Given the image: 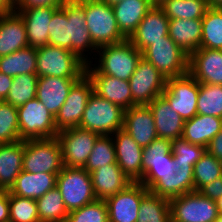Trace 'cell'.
I'll return each instance as SVG.
<instances>
[{"mask_svg":"<svg viewBox=\"0 0 222 222\" xmlns=\"http://www.w3.org/2000/svg\"><path fill=\"white\" fill-rule=\"evenodd\" d=\"M85 17V0H64L49 23V44L70 50L88 64L98 47L92 41Z\"/></svg>","mask_w":222,"mask_h":222,"instance_id":"6da1fadb","label":"cell"},{"mask_svg":"<svg viewBox=\"0 0 222 222\" xmlns=\"http://www.w3.org/2000/svg\"><path fill=\"white\" fill-rule=\"evenodd\" d=\"M98 59L91 61L101 74L117 77L118 79L129 80L136 70L137 63L142 57L140 52L128 39L97 48ZM98 63V64H97Z\"/></svg>","mask_w":222,"mask_h":222,"instance_id":"7a4b0ae2","label":"cell"},{"mask_svg":"<svg viewBox=\"0 0 222 222\" xmlns=\"http://www.w3.org/2000/svg\"><path fill=\"white\" fill-rule=\"evenodd\" d=\"M125 110L96 95L89 97L79 127L104 135H113L123 129Z\"/></svg>","mask_w":222,"mask_h":222,"instance_id":"3957f363","label":"cell"},{"mask_svg":"<svg viewBox=\"0 0 222 222\" xmlns=\"http://www.w3.org/2000/svg\"><path fill=\"white\" fill-rule=\"evenodd\" d=\"M85 69L86 63L68 49L50 44L37 48L38 77L81 78L85 74Z\"/></svg>","mask_w":222,"mask_h":222,"instance_id":"277c9868","label":"cell"},{"mask_svg":"<svg viewBox=\"0 0 222 222\" xmlns=\"http://www.w3.org/2000/svg\"><path fill=\"white\" fill-rule=\"evenodd\" d=\"M63 167L61 146L56 137L24 141L23 171L59 174Z\"/></svg>","mask_w":222,"mask_h":222,"instance_id":"5b68a950","label":"cell"},{"mask_svg":"<svg viewBox=\"0 0 222 222\" xmlns=\"http://www.w3.org/2000/svg\"><path fill=\"white\" fill-rule=\"evenodd\" d=\"M85 16L86 27L98 48L126 40L118 28L112 6L100 0H85Z\"/></svg>","mask_w":222,"mask_h":222,"instance_id":"8992f818","label":"cell"},{"mask_svg":"<svg viewBox=\"0 0 222 222\" xmlns=\"http://www.w3.org/2000/svg\"><path fill=\"white\" fill-rule=\"evenodd\" d=\"M142 57L152 63L166 79L189 73V55L169 36L146 47Z\"/></svg>","mask_w":222,"mask_h":222,"instance_id":"52a82bcc","label":"cell"},{"mask_svg":"<svg viewBox=\"0 0 222 222\" xmlns=\"http://www.w3.org/2000/svg\"><path fill=\"white\" fill-rule=\"evenodd\" d=\"M56 187L68 213L96 200L90 173L84 168L64 166L57 175Z\"/></svg>","mask_w":222,"mask_h":222,"instance_id":"ba28073f","label":"cell"},{"mask_svg":"<svg viewBox=\"0 0 222 222\" xmlns=\"http://www.w3.org/2000/svg\"><path fill=\"white\" fill-rule=\"evenodd\" d=\"M21 140L57 137L55 116L36 97L17 107Z\"/></svg>","mask_w":222,"mask_h":222,"instance_id":"9c48e42d","label":"cell"},{"mask_svg":"<svg viewBox=\"0 0 222 222\" xmlns=\"http://www.w3.org/2000/svg\"><path fill=\"white\" fill-rule=\"evenodd\" d=\"M173 167L172 140L157 138L143 148L142 179L139 182L150 190L162 177L176 174Z\"/></svg>","mask_w":222,"mask_h":222,"instance_id":"30bf717a","label":"cell"},{"mask_svg":"<svg viewBox=\"0 0 222 222\" xmlns=\"http://www.w3.org/2000/svg\"><path fill=\"white\" fill-rule=\"evenodd\" d=\"M171 222H215L219 218L216 201L198 191L169 200Z\"/></svg>","mask_w":222,"mask_h":222,"instance_id":"8fae6325","label":"cell"},{"mask_svg":"<svg viewBox=\"0 0 222 222\" xmlns=\"http://www.w3.org/2000/svg\"><path fill=\"white\" fill-rule=\"evenodd\" d=\"M100 135L81 127L70 128L58 132L63 165L71 168H84L95 141Z\"/></svg>","mask_w":222,"mask_h":222,"instance_id":"7c38bea8","label":"cell"},{"mask_svg":"<svg viewBox=\"0 0 222 222\" xmlns=\"http://www.w3.org/2000/svg\"><path fill=\"white\" fill-rule=\"evenodd\" d=\"M199 82L190 74L169 78L162 96L184 121L197 114Z\"/></svg>","mask_w":222,"mask_h":222,"instance_id":"4fadbf2b","label":"cell"},{"mask_svg":"<svg viewBox=\"0 0 222 222\" xmlns=\"http://www.w3.org/2000/svg\"><path fill=\"white\" fill-rule=\"evenodd\" d=\"M167 79L157 68L143 57L138 61L133 75L128 80L133 102L136 105H148L161 96Z\"/></svg>","mask_w":222,"mask_h":222,"instance_id":"5bb4252c","label":"cell"},{"mask_svg":"<svg viewBox=\"0 0 222 222\" xmlns=\"http://www.w3.org/2000/svg\"><path fill=\"white\" fill-rule=\"evenodd\" d=\"M93 93L91 80L84 74L70 89V92L55 116L57 131L78 127L89 97Z\"/></svg>","mask_w":222,"mask_h":222,"instance_id":"9a60e30c","label":"cell"},{"mask_svg":"<svg viewBox=\"0 0 222 222\" xmlns=\"http://www.w3.org/2000/svg\"><path fill=\"white\" fill-rule=\"evenodd\" d=\"M149 190L140 182H133L127 188L105 201L109 222H136L142 198Z\"/></svg>","mask_w":222,"mask_h":222,"instance_id":"2e32d148","label":"cell"},{"mask_svg":"<svg viewBox=\"0 0 222 222\" xmlns=\"http://www.w3.org/2000/svg\"><path fill=\"white\" fill-rule=\"evenodd\" d=\"M85 74L91 80L93 92L96 95L122 107L124 110L136 105L133 102L127 80L101 74L94 66L92 67V63L86 64Z\"/></svg>","mask_w":222,"mask_h":222,"instance_id":"e0dca14e","label":"cell"},{"mask_svg":"<svg viewBox=\"0 0 222 222\" xmlns=\"http://www.w3.org/2000/svg\"><path fill=\"white\" fill-rule=\"evenodd\" d=\"M118 166L132 181L142 179L143 148L123 129L112 135Z\"/></svg>","mask_w":222,"mask_h":222,"instance_id":"ac0fdd59","label":"cell"},{"mask_svg":"<svg viewBox=\"0 0 222 222\" xmlns=\"http://www.w3.org/2000/svg\"><path fill=\"white\" fill-rule=\"evenodd\" d=\"M169 31V18L163 9L153 6L128 39L140 52L157 40L165 39Z\"/></svg>","mask_w":222,"mask_h":222,"instance_id":"d6986e66","label":"cell"},{"mask_svg":"<svg viewBox=\"0 0 222 222\" xmlns=\"http://www.w3.org/2000/svg\"><path fill=\"white\" fill-rule=\"evenodd\" d=\"M59 7L40 6L15 9L24 19L29 46L40 48L49 44V23L53 13Z\"/></svg>","mask_w":222,"mask_h":222,"instance_id":"ffe728a7","label":"cell"},{"mask_svg":"<svg viewBox=\"0 0 222 222\" xmlns=\"http://www.w3.org/2000/svg\"><path fill=\"white\" fill-rule=\"evenodd\" d=\"M123 130L142 148L158 138L154 117L148 105H135L125 110Z\"/></svg>","mask_w":222,"mask_h":222,"instance_id":"44dd1931","label":"cell"},{"mask_svg":"<svg viewBox=\"0 0 222 222\" xmlns=\"http://www.w3.org/2000/svg\"><path fill=\"white\" fill-rule=\"evenodd\" d=\"M189 73L199 83L222 85V50L199 48L193 52Z\"/></svg>","mask_w":222,"mask_h":222,"instance_id":"7402d4cb","label":"cell"},{"mask_svg":"<svg viewBox=\"0 0 222 222\" xmlns=\"http://www.w3.org/2000/svg\"><path fill=\"white\" fill-rule=\"evenodd\" d=\"M80 78L42 76L38 78L36 98L56 116L63 106L71 87Z\"/></svg>","mask_w":222,"mask_h":222,"instance_id":"603a6c76","label":"cell"},{"mask_svg":"<svg viewBox=\"0 0 222 222\" xmlns=\"http://www.w3.org/2000/svg\"><path fill=\"white\" fill-rule=\"evenodd\" d=\"M28 45L24 19L17 12L0 14V57L9 55Z\"/></svg>","mask_w":222,"mask_h":222,"instance_id":"cb8c5ba5","label":"cell"},{"mask_svg":"<svg viewBox=\"0 0 222 222\" xmlns=\"http://www.w3.org/2000/svg\"><path fill=\"white\" fill-rule=\"evenodd\" d=\"M154 117L158 138L175 140L183 134L184 120L161 95L148 104Z\"/></svg>","mask_w":222,"mask_h":222,"instance_id":"d4e9b609","label":"cell"},{"mask_svg":"<svg viewBox=\"0 0 222 222\" xmlns=\"http://www.w3.org/2000/svg\"><path fill=\"white\" fill-rule=\"evenodd\" d=\"M96 199L106 200L133 183L117 163L99 167L90 173Z\"/></svg>","mask_w":222,"mask_h":222,"instance_id":"484cf974","label":"cell"},{"mask_svg":"<svg viewBox=\"0 0 222 222\" xmlns=\"http://www.w3.org/2000/svg\"><path fill=\"white\" fill-rule=\"evenodd\" d=\"M24 141L0 144V191H9L23 170Z\"/></svg>","mask_w":222,"mask_h":222,"instance_id":"4316f807","label":"cell"},{"mask_svg":"<svg viewBox=\"0 0 222 222\" xmlns=\"http://www.w3.org/2000/svg\"><path fill=\"white\" fill-rule=\"evenodd\" d=\"M58 174L21 171L8 191L10 194L38 199L56 186Z\"/></svg>","mask_w":222,"mask_h":222,"instance_id":"83f0119b","label":"cell"},{"mask_svg":"<svg viewBox=\"0 0 222 222\" xmlns=\"http://www.w3.org/2000/svg\"><path fill=\"white\" fill-rule=\"evenodd\" d=\"M149 0H123L112 6L121 34L129 39L152 8Z\"/></svg>","mask_w":222,"mask_h":222,"instance_id":"f1b7e54d","label":"cell"},{"mask_svg":"<svg viewBox=\"0 0 222 222\" xmlns=\"http://www.w3.org/2000/svg\"><path fill=\"white\" fill-rule=\"evenodd\" d=\"M221 129L222 118L196 114L190 120L184 121L182 138L206 148Z\"/></svg>","mask_w":222,"mask_h":222,"instance_id":"f546056e","label":"cell"},{"mask_svg":"<svg viewBox=\"0 0 222 222\" xmlns=\"http://www.w3.org/2000/svg\"><path fill=\"white\" fill-rule=\"evenodd\" d=\"M168 36L189 56L200 48L201 19H169Z\"/></svg>","mask_w":222,"mask_h":222,"instance_id":"4dcf8cb0","label":"cell"},{"mask_svg":"<svg viewBox=\"0 0 222 222\" xmlns=\"http://www.w3.org/2000/svg\"><path fill=\"white\" fill-rule=\"evenodd\" d=\"M193 171L179 169L172 176L162 177L149 191L168 200L194 192Z\"/></svg>","mask_w":222,"mask_h":222,"instance_id":"1f68e13d","label":"cell"},{"mask_svg":"<svg viewBox=\"0 0 222 222\" xmlns=\"http://www.w3.org/2000/svg\"><path fill=\"white\" fill-rule=\"evenodd\" d=\"M37 48L27 46L0 57V72L15 77L20 74H36Z\"/></svg>","mask_w":222,"mask_h":222,"instance_id":"d6a6232c","label":"cell"},{"mask_svg":"<svg viewBox=\"0 0 222 222\" xmlns=\"http://www.w3.org/2000/svg\"><path fill=\"white\" fill-rule=\"evenodd\" d=\"M36 203L40 222H65L68 211L56 186L36 199Z\"/></svg>","mask_w":222,"mask_h":222,"instance_id":"836d02e7","label":"cell"},{"mask_svg":"<svg viewBox=\"0 0 222 222\" xmlns=\"http://www.w3.org/2000/svg\"><path fill=\"white\" fill-rule=\"evenodd\" d=\"M136 222H171L169 200L149 191L141 200Z\"/></svg>","mask_w":222,"mask_h":222,"instance_id":"e575fe53","label":"cell"},{"mask_svg":"<svg viewBox=\"0 0 222 222\" xmlns=\"http://www.w3.org/2000/svg\"><path fill=\"white\" fill-rule=\"evenodd\" d=\"M201 20L200 48L222 50V9L208 8Z\"/></svg>","mask_w":222,"mask_h":222,"instance_id":"d590c367","label":"cell"},{"mask_svg":"<svg viewBox=\"0 0 222 222\" xmlns=\"http://www.w3.org/2000/svg\"><path fill=\"white\" fill-rule=\"evenodd\" d=\"M169 19H202L209 8L207 0H168L160 6Z\"/></svg>","mask_w":222,"mask_h":222,"instance_id":"8d00e7d4","label":"cell"},{"mask_svg":"<svg viewBox=\"0 0 222 222\" xmlns=\"http://www.w3.org/2000/svg\"><path fill=\"white\" fill-rule=\"evenodd\" d=\"M205 152V147L194 145L182 137L172 140L174 171L176 172L179 169L194 170V165L202 158Z\"/></svg>","mask_w":222,"mask_h":222,"instance_id":"74e56055","label":"cell"},{"mask_svg":"<svg viewBox=\"0 0 222 222\" xmlns=\"http://www.w3.org/2000/svg\"><path fill=\"white\" fill-rule=\"evenodd\" d=\"M38 78L37 74H20L13 77L11 88L4 101L19 107L35 98Z\"/></svg>","mask_w":222,"mask_h":222,"instance_id":"f35d334b","label":"cell"},{"mask_svg":"<svg viewBox=\"0 0 222 222\" xmlns=\"http://www.w3.org/2000/svg\"><path fill=\"white\" fill-rule=\"evenodd\" d=\"M197 114L222 118V85L199 83Z\"/></svg>","mask_w":222,"mask_h":222,"instance_id":"ab89813d","label":"cell"},{"mask_svg":"<svg viewBox=\"0 0 222 222\" xmlns=\"http://www.w3.org/2000/svg\"><path fill=\"white\" fill-rule=\"evenodd\" d=\"M114 163H117V160L112 135L99 136L94 143L84 169L91 173L99 167Z\"/></svg>","mask_w":222,"mask_h":222,"instance_id":"60d3db41","label":"cell"},{"mask_svg":"<svg viewBox=\"0 0 222 222\" xmlns=\"http://www.w3.org/2000/svg\"><path fill=\"white\" fill-rule=\"evenodd\" d=\"M193 172L194 190L198 191L202 186L222 176V162L206 151L194 165Z\"/></svg>","mask_w":222,"mask_h":222,"instance_id":"b9f144b4","label":"cell"},{"mask_svg":"<svg viewBox=\"0 0 222 222\" xmlns=\"http://www.w3.org/2000/svg\"><path fill=\"white\" fill-rule=\"evenodd\" d=\"M21 140L17 107L0 101V144Z\"/></svg>","mask_w":222,"mask_h":222,"instance_id":"7bdbcfd3","label":"cell"},{"mask_svg":"<svg viewBox=\"0 0 222 222\" xmlns=\"http://www.w3.org/2000/svg\"><path fill=\"white\" fill-rule=\"evenodd\" d=\"M9 219L10 222H40L36 200L9 193Z\"/></svg>","mask_w":222,"mask_h":222,"instance_id":"ee69618b","label":"cell"},{"mask_svg":"<svg viewBox=\"0 0 222 222\" xmlns=\"http://www.w3.org/2000/svg\"><path fill=\"white\" fill-rule=\"evenodd\" d=\"M65 222H109L106 201L96 199L79 209L69 212Z\"/></svg>","mask_w":222,"mask_h":222,"instance_id":"f6af8a7d","label":"cell"},{"mask_svg":"<svg viewBox=\"0 0 222 222\" xmlns=\"http://www.w3.org/2000/svg\"><path fill=\"white\" fill-rule=\"evenodd\" d=\"M198 192L213 201H217L222 197V176L214 181L202 186Z\"/></svg>","mask_w":222,"mask_h":222,"instance_id":"bcb514c9","label":"cell"},{"mask_svg":"<svg viewBox=\"0 0 222 222\" xmlns=\"http://www.w3.org/2000/svg\"><path fill=\"white\" fill-rule=\"evenodd\" d=\"M64 0H15V9L40 6H61Z\"/></svg>","mask_w":222,"mask_h":222,"instance_id":"7dc6e473","label":"cell"},{"mask_svg":"<svg viewBox=\"0 0 222 222\" xmlns=\"http://www.w3.org/2000/svg\"><path fill=\"white\" fill-rule=\"evenodd\" d=\"M206 151L222 162V129L209 142Z\"/></svg>","mask_w":222,"mask_h":222,"instance_id":"c3c4849f","label":"cell"},{"mask_svg":"<svg viewBox=\"0 0 222 222\" xmlns=\"http://www.w3.org/2000/svg\"><path fill=\"white\" fill-rule=\"evenodd\" d=\"M0 222H10L8 191H0Z\"/></svg>","mask_w":222,"mask_h":222,"instance_id":"681fc988","label":"cell"},{"mask_svg":"<svg viewBox=\"0 0 222 222\" xmlns=\"http://www.w3.org/2000/svg\"><path fill=\"white\" fill-rule=\"evenodd\" d=\"M13 77L0 72V101H4L11 88Z\"/></svg>","mask_w":222,"mask_h":222,"instance_id":"f907efd6","label":"cell"},{"mask_svg":"<svg viewBox=\"0 0 222 222\" xmlns=\"http://www.w3.org/2000/svg\"><path fill=\"white\" fill-rule=\"evenodd\" d=\"M15 11V0H0V12L7 13Z\"/></svg>","mask_w":222,"mask_h":222,"instance_id":"816d5d0a","label":"cell"},{"mask_svg":"<svg viewBox=\"0 0 222 222\" xmlns=\"http://www.w3.org/2000/svg\"><path fill=\"white\" fill-rule=\"evenodd\" d=\"M209 8L222 9V0H207Z\"/></svg>","mask_w":222,"mask_h":222,"instance_id":"f5cc1de1","label":"cell"},{"mask_svg":"<svg viewBox=\"0 0 222 222\" xmlns=\"http://www.w3.org/2000/svg\"><path fill=\"white\" fill-rule=\"evenodd\" d=\"M152 6H162L168 0H149Z\"/></svg>","mask_w":222,"mask_h":222,"instance_id":"db71d44e","label":"cell"},{"mask_svg":"<svg viewBox=\"0 0 222 222\" xmlns=\"http://www.w3.org/2000/svg\"><path fill=\"white\" fill-rule=\"evenodd\" d=\"M219 216H222V197L216 201Z\"/></svg>","mask_w":222,"mask_h":222,"instance_id":"11a10c76","label":"cell"},{"mask_svg":"<svg viewBox=\"0 0 222 222\" xmlns=\"http://www.w3.org/2000/svg\"><path fill=\"white\" fill-rule=\"evenodd\" d=\"M100 1L106 3L110 6H114L115 4L120 3L123 0H100Z\"/></svg>","mask_w":222,"mask_h":222,"instance_id":"9f6ffc18","label":"cell"},{"mask_svg":"<svg viewBox=\"0 0 222 222\" xmlns=\"http://www.w3.org/2000/svg\"><path fill=\"white\" fill-rule=\"evenodd\" d=\"M215 222H222V216H219L218 220Z\"/></svg>","mask_w":222,"mask_h":222,"instance_id":"6f0895ef","label":"cell"}]
</instances>
